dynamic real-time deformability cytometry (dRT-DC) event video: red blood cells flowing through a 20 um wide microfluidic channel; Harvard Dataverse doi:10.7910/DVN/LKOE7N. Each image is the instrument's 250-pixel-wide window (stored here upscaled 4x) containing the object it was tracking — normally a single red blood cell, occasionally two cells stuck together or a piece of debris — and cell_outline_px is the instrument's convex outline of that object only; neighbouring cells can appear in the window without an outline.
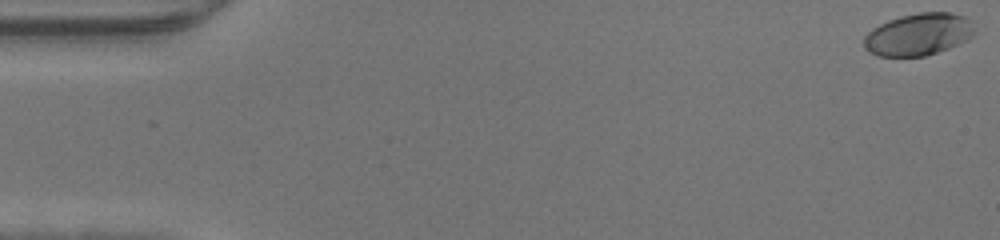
{"species": "human", "species_latin": "Homo sapiens", "temperature_condition": "warm", "stored_images_in_passage": 48, "camera_frame_rate_fps": 3000, "um_per_image_px": 0.085, "donor": {"sex": "male"}, "frame": {"image": 1, "passage_image": 1, "time_ms": 0.0, "image_size_px": [1000, 240], "cell_outline_px": [[972, 36], [968, 40], [948, 48], [924, 56], [880, 56], [868, 52], [864, 48], [864, 36], [872, 28], [888, 20], [900, 16], [920, 12], [948, 12], [964, 16], [968, 20], [972, 28]], "centroid_in_image_um": [78.02, 2.92], "position_along_channel_um": 7.0, "area_um2": 26.93}}
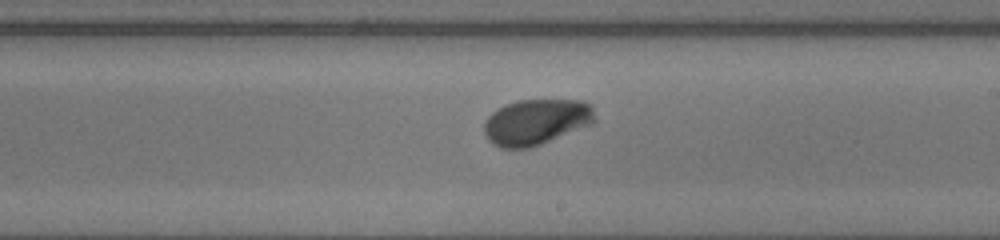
{"frame": {"image": 2, "passage_image": 28, "time_ms": 9.0, "image_size_px": [1000, 240], "cell_outline_px": [[596, 124], [540, 144], [528, 148], [500, 148], [492, 144], [488, 140], [484, 132], [484, 120], [496, 108], [504, 104], [520, 100], [580, 100], [592, 104], [596, 120]], "centroid_in_image_um": [45.6, 10.36], "position_along_channel_um": 243.4, "area_um2": 30.06}}
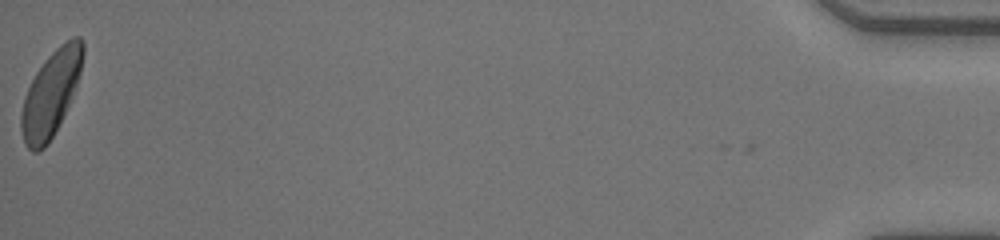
{"frame": {"image": 3, "passage_image": 48, "time_ms": 15.667, "image_size_px": [1000, 240], "cell_outline_px": [[84, 52], [80, 72], [76, 84], [68, 104], [48, 144], [44, 148], [36, 152], [32, 152], [24, 144], [20, 128], [20, 112], [24, 96], [36, 72], [48, 56], [60, 44], [72, 36], [80, 36], [84, 44]], "centroid_in_image_um": [4.3, 7.95], "position_along_channel_um": 430.9, "area_um2": 30.29}}